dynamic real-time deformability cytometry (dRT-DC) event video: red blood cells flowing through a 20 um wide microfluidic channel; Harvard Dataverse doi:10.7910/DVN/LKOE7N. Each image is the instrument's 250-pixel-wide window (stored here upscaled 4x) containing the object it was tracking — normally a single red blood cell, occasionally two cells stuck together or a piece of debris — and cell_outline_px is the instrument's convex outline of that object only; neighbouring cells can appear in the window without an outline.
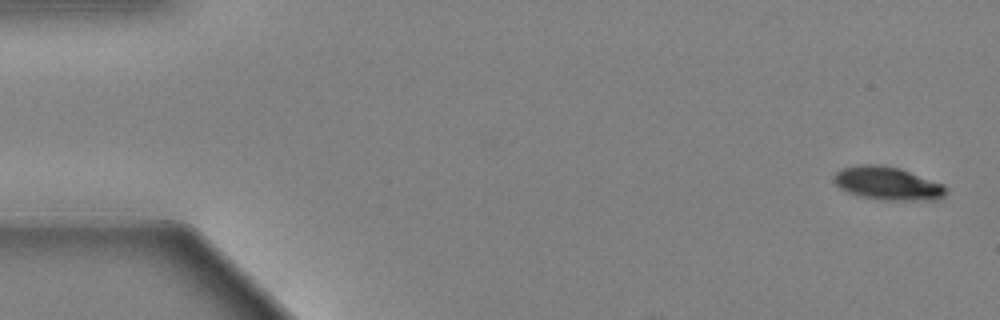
{"species": "Egyptian fruit bat (a non-hibernating species)", "species_latin": "Rousettus aegyptiacus", "temperature_condition": "warm", "stored_images_in_passage": 13, "camera_frame_rate_fps": 3000, "um_per_image_px": 0.085, "animal": {"sex": "female"}, "frame": {"image": 1, "passage_image": 1, "time_ms": 0.0, "image_size_px": [1000, 320], "cell_outline_px": [[944, 196], [936, 200], [884, 200], [860, 196], [848, 192], [840, 188], [832, 180], [832, 176], [836, 172], [844, 168], [860, 164], [880, 164], [900, 168], [944, 184]], "centroid_in_image_um": [75.42, 15.58], "position_along_channel_um": 9.6, "area_um2": 21.68}}